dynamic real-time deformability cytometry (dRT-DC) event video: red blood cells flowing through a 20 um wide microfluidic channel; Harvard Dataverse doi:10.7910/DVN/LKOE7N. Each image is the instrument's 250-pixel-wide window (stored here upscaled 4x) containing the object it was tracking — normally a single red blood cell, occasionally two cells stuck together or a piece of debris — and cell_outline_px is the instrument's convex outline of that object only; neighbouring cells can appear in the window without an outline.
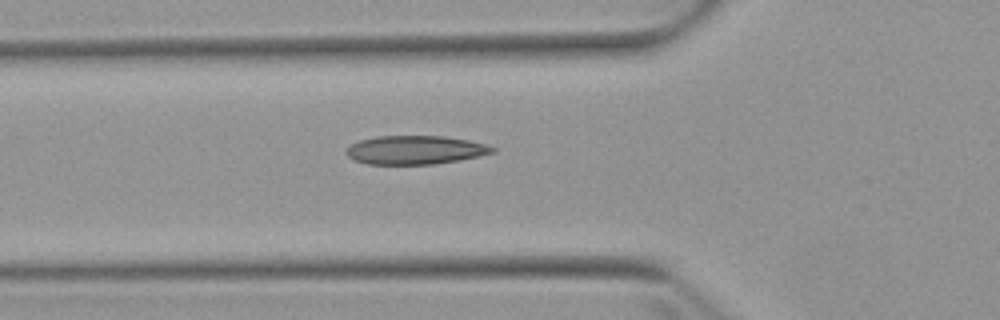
{"species": "Egyptian fruit bat (a non-hibernating species)", "species_latin": "Rousettus aegyptiacus", "temperature_condition": "warm", "stored_images_in_passage": 7, "camera_frame_rate_fps": 3000, "um_per_image_px": 0.085, "animal": {"sex": "female"}, "frame": {"image": 1, "passage_image": 7, "time_ms": 7.333, "image_size_px": [1000, 320], "cell_outline_px": [[496, 152], [460, 160], [436, 164], [368, 164], [352, 160], [344, 152], [352, 144], [360, 140], [376, 136], [444, 136], [468, 140], [484, 144], [496, 148]], "centroid_in_image_um": [35.29, 12.75], "position_along_channel_um": 90.5, "area_um2": 24.45}}